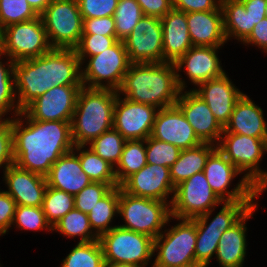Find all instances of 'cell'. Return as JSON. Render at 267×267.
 Wrapping results in <instances>:
<instances>
[{
  "mask_svg": "<svg viewBox=\"0 0 267 267\" xmlns=\"http://www.w3.org/2000/svg\"><path fill=\"white\" fill-rule=\"evenodd\" d=\"M103 267H137L129 263L105 262Z\"/></svg>",
  "mask_w": 267,
  "mask_h": 267,
  "instance_id": "11a10c76",
  "label": "cell"
},
{
  "mask_svg": "<svg viewBox=\"0 0 267 267\" xmlns=\"http://www.w3.org/2000/svg\"><path fill=\"white\" fill-rule=\"evenodd\" d=\"M81 63L75 49L52 48L40 57L14 64L15 93L19 109L54 86L82 85Z\"/></svg>",
  "mask_w": 267,
  "mask_h": 267,
  "instance_id": "7a4b0ae2",
  "label": "cell"
},
{
  "mask_svg": "<svg viewBox=\"0 0 267 267\" xmlns=\"http://www.w3.org/2000/svg\"><path fill=\"white\" fill-rule=\"evenodd\" d=\"M221 47L192 46L176 62L177 82L181 91L187 87L185 79L179 72L183 69L188 80L196 87L210 79H215L225 73L218 58ZM185 67V68H184Z\"/></svg>",
  "mask_w": 267,
  "mask_h": 267,
  "instance_id": "ac0fdd59",
  "label": "cell"
},
{
  "mask_svg": "<svg viewBox=\"0 0 267 267\" xmlns=\"http://www.w3.org/2000/svg\"><path fill=\"white\" fill-rule=\"evenodd\" d=\"M123 43L131 63L164 62L160 18L143 15Z\"/></svg>",
  "mask_w": 267,
  "mask_h": 267,
  "instance_id": "9a60e30c",
  "label": "cell"
},
{
  "mask_svg": "<svg viewBox=\"0 0 267 267\" xmlns=\"http://www.w3.org/2000/svg\"><path fill=\"white\" fill-rule=\"evenodd\" d=\"M146 164L145 140H126L120 161L115 167L118 185Z\"/></svg>",
  "mask_w": 267,
  "mask_h": 267,
  "instance_id": "d6a6232c",
  "label": "cell"
},
{
  "mask_svg": "<svg viewBox=\"0 0 267 267\" xmlns=\"http://www.w3.org/2000/svg\"><path fill=\"white\" fill-rule=\"evenodd\" d=\"M217 148L212 143H202L191 149H183L170 167V177L176 187L192 175L204 170L209 155Z\"/></svg>",
  "mask_w": 267,
  "mask_h": 267,
  "instance_id": "f1b7e54d",
  "label": "cell"
},
{
  "mask_svg": "<svg viewBox=\"0 0 267 267\" xmlns=\"http://www.w3.org/2000/svg\"><path fill=\"white\" fill-rule=\"evenodd\" d=\"M151 136L173 144L181 150L191 149L203 143L177 105L159 109Z\"/></svg>",
  "mask_w": 267,
  "mask_h": 267,
  "instance_id": "ffe728a7",
  "label": "cell"
},
{
  "mask_svg": "<svg viewBox=\"0 0 267 267\" xmlns=\"http://www.w3.org/2000/svg\"><path fill=\"white\" fill-rule=\"evenodd\" d=\"M12 225L21 230L39 231L45 229L48 232L52 231V227L47 222L42 207L17 205Z\"/></svg>",
  "mask_w": 267,
  "mask_h": 267,
  "instance_id": "b9f144b4",
  "label": "cell"
},
{
  "mask_svg": "<svg viewBox=\"0 0 267 267\" xmlns=\"http://www.w3.org/2000/svg\"><path fill=\"white\" fill-rule=\"evenodd\" d=\"M112 187L107 183L92 182L74 195V207L88 214L96 203L105 196Z\"/></svg>",
  "mask_w": 267,
  "mask_h": 267,
  "instance_id": "ee69618b",
  "label": "cell"
},
{
  "mask_svg": "<svg viewBox=\"0 0 267 267\" xmlns=\"http://www.w3.org/2000/svg\"><path fill=\"white\" fill-rule=\"evenodd\" d=\"M117 92L105 88H81L71 120L74 146H88L94 139L113 128Z\"/></svg>",
  "mask_w": 267,
  "mask_h": 267,
  "instance_id": "277c9868",
  "label": "cell"
},
{
  "mask_svg": "<svg viewBox=\"0 0 267 267\" xmlns=\"http://www.w3.org/2000/svg\"><path fill=\"white\" fill-rule=\"evenodd\" d=\"M176 105L203 143L215 145L219 143L223 127L216 120L206 102L192 88L180 92Z\"/></svg>",
  "mask_w": 267,
  "mask_h": 267,
  "instance_id": "44dd1931",
  "label": "cell"
},
{
  "mask_svg": "<svg viewBox=\"0 0 267 267\" xmlns=\"http://www.w3.org/2000/svg\"><path fill=\"white\" fill-rule=\"evenodd\" d=\"M256 201L222 202V208L208 222L212 212L194 218L197 231L195 246L196 264L199 267H208L211 258L216 254L221 235L234 225Z\"/></svg>",
  "mask_w": 267,
  "mask_h": 267,
  "instance_id": "5b68a950",
  "label": "cell"
},
{
  "mask_svg": "<svg viewBox=\"0 0 267 267\" xmlns=\"http://www.w3.org/2000/svg\"><path fill=\"white\" fill-rule=\"evenodd\" d=\"M1 34H2V30L0 29V48H1Z\"/></svg>",
  "mask_w": 267,
  "mask_h": 267,
  "instance_id": "6f0895ef",
  "label": "cell"
},
{
  "mask_svg": "<svg viewBox=\"0 0 267 267\" xmlns=\"http://www.w3.org/2000/svg\"><path fill=\"white\" fill-rule=\"evenodd\" d=\"M39 15L27 0H0V29L8 25L32 20Z\"/></svg>",
  "mask_w": 267,
  "mask_h": 267,
  "instance_id": "ab89813d",
  "label": "cell"
},
{
  "mask_svg": "<svg viewBox=\"0 0 267 267\" xmlns=\"http://www.w3.org/2000/svg\"><path fill=\"white\" fill-rule=\"evenodd\" d=\"M145 149L147 164H157L168 168L178 159L181 152L179 147L152 136L145 140Z\"/></svg>",
  "mask_w": 267,
  "mask_h": 267,
  "instance_id": "60d3db41",
  "label": "cell"
},
{
  "mask_svg": "<svg viewBox=\"0 0 267 267\" xmlns=\"http://www.w3.org/2000/svg\"><path fill=\"white\" fill-rule=\"evenodd\" d=\"M245 7V10L249 12L251 18V26H255L260 20H263L265 16V8L267 0H240Z\"/></svg>",
  "mask_w": 267,
  "mask_h": 267,
  "instance_id": "f5cc1de1",
  "label": "cell"
},
{
  "mask_svg": "<svg viewBox=\"0 0 267 267\" xmlns=\"http://www.w3.org/2000/svg\"><path fill=\"white\" fill-rule=\"evenodd\" d=\"M3 54L0 52V58ZM0 59V120H11L14 117L4 118L5 115L13 110L14 116H18L21 110L18 107L15 82H14V64L6 56L7 62L3 63ZM5 64V65H4ZM3 117V118H2Z\"/></svg>",
  "mask_w": 267,
  "mask_h": 267,
  "instance_id": "e575fe53",
  "label": "cell"
},
{
  "mask_svg": "<svg viewBox=\"0 0 267 267\" xmlns=\"http://www.w3.org/2000/svg\"><path fill=\"white\" fill-rule=\"evenodd\" d=\"M120 187L134 196L150 198L172 204L175 186L170 177V168L157 164H146L129 176ZM171 195L170 201L167 200Z\"/></svg>",
  "mask_w": 267,
  "mask_h": 267,
  "instance_id": "d6986e66",
  "label": "cell"
},
{
  "mask_svg": "<svg viewBox=\"0 0 267 267\" xmlns=\"http://www.w3.org/2000/svg\"><path fill=\"white\" fill-rule=\"evenodd\" d=\"M217 148L259 192L267 185V171L260 168L267 139L222 133Z\"/></svg>",
  "mask_w": 267,
  "mask_h": 267,
  "instance_id": "ba28073f",
  "label": "cell"
},
{
  "mask_svg": "<svg viewBox=\"0 0 267 267\" xmlns=\"http://www.w3.org/2000/svg\"><path fill=\"white\" fill-rule=\"evenodd\" d=\"M52 231H57L67 238L80 236L79 243L96 241L99 237L93 232L88 214L77 209L70 210L53 227Z\"/></svg>",
  "mask_w": 267,
  "mask_h": 267,
  "instance_id": "836d02e7",
  "label": "cell"
},
{
  "mask_svg": "<svg viewBox=\"0 0 267 267\" xmlns=\"http://www.w3.org/2000/svg\"><path fill=\"white\" fill-rule=\"evenodd\" d=\"M6 192L16 205L42 207L47 188L46 177L12 164L3 171Z\"/></svg>",
  "mask_w": 267,
  "mask_h": 267,
  "instance_id": "603a6c76",
  "label": "cell"
},
{
  "mask_svg": "<svg viewBox=\"0 0 267 267\" xmlns=\"http://www.w3.org/2000/svg\"><path fill=\"white\" fill-rule=\"evenodd\" d=\"M120 186L113 187L103 196L88 213L93 232L100 237L115 226H110L114 216L119 211Z\"/></svg>",
  "mask_w": 267,
  "mask_h": 267,
  "instance_id": "1f68e13d",
  "label": "cell"
},
{
  "mask_svg": "<svg viewBox=\"0 0 267 267\" xmlns=\"http://www.w3.org/2000/svg\"><path fill=\"white\" fill-rule=\"evenodd\" d=\"M223 133H236L260 139H267V122L261 107L247 94L237 101Z\"/></svg>",
  "mask_w": 267,
  "mask_h": 267,
  "instance_id": "484cf974",
  "label": "cell"
},
{
  "mask_svg": "<svg viewBox=\"0 0 267 267\" xmlns=\"http://www.w3.org/2000/svg\"><path fill=\"white\" fill-rule=\"evenodd\" d=\"M244 45H253L261 48L267 54V18L260 20L254 27L250 35L243 41Z\"/></svg>",
  "mask_w": 267,
  "mask_h": 267,
  "instance_id": "816d5d0a",
  "label": "cell"
},
{
  "mask_svg": "<svg viewBox=\"0 0 267 267\" xmlns=\"http://www.w3.org/2000/svg\"><path fill=\"white\" fill-rule=\"evenodd\" d=\"M86 61L88 63L85 68L81 67L82 85L87 88L115 91L120 89L124 76L132 64L123 41H118L98 55L87 57Z\"/></svg>",
  "mask_w": 267,
  "mask_h": 267,
  "instance_id": "8fae6325",
  "label": "cell"
},
{
  "mask_svg": "<svg viewBox=\"0 0 267 267\" xmlns=\"http://www.w3.org/2000/svg\"><path fill=\"white\" fill-rule=\"evenodd\" d=\"M62 261L61 267H103L105 263L99 240L78 242Z\"/></svg>",
  "mask_w": 267,
  "mask_h": 267,
  "instance_id": "d590c367",
  "label": "cell"
},
{
  "mask_svg": "<svg viewBox=\"0 0 267 267\" xmlns=\"http://www.w3.org/2000/svg\"><path fill=\"white\" fill-rule=\"evenodd\" d=\"M11 128L14 164L32 173L46 177L52 165L74 149L71 121H38L21 111L11 119Z\"/></svg>",
  "mask_w": 267,
  "mask_h": 267,
  "instance_id": "6da1fadb",
  "label": "cell"
},
{
  "mask_svg": "<svg viewBox=\"0 0 267 267\" xmlns=\"http://www.w3.org/2000/svg\"><path fill=\"white\" fill-rule=\"evenodd\" d=\"M193 46L222 47L227 42L221 5L214 11L186 13Z\"/></svg>",
  "mask_w": 267,
  "mask_h": 267,
  "instance_id": "cb8c5ba5",
  "label": "cell"
},
{
  "mask_svg": "<svg viewBox=\"0 0 267 267\" xmlns=\"http://www.w3.org/2000/svg\"><path fill=\"white\" fill-rule=\"evenodd\" d=\"M226 40L243 42L252 32L251 18L240 0H221Z\"/></svg>",
  "mask_w": 267,
  "mask_h": 267,
  "instance_id": "f546056e",
  "label": "cell"
},
{
  "mask_svg": "<svg viewBox=\"0 0 267 267\" xmlns=\"http://www.w3.org/2000/svg\"><path fill=\"white\" fill-rule=\"evenodd\" d=\"M221 204L222 201L213 192L201 171L176 186L171 204V216L194 219Z\"/></svg>",
  "mask_w": 267,
  "mask_h": 267,
  "instance_id": "5bb4252c",
  "label": "cell"
},
{
  "mask_svg": "<svg viewBox=\"0 0 267 267\" xmlns=\"http://www.w3.org/2000/svg\"><path fill=\"white\" fill-rule=\"evenodd\" d=\"M14 164L11 120H0V168Z\"/></svg>",
  "mask_w": 267,
  "mask_h": 267,
  "instance_id": "bcb514c9",
  "label": "cell"
},
{
  "mask_svg": "<svg viewBox=\"0 0 267 267\" xmlns=\"http://www.w3.org/2000/svg\"><path fill=\"white\" fill-rule=\"evenodd\" d=\"M126 139L114 128L104 132L88 145L103 160L114 167L120 161Z\"/></svg>",
  "mask_w": 267,
  "mask_h": 267,
  "instance_id": "74e56055",
  "label": "cell"
},
{
  "mask_svg": "<svg viewBox=\"0 0 267 267\" xmlns=\"http://www.w3.org/2000/svg\"><path fill=\"white\" fill-rule=\"evenodd\" d=\"M173 9L190 13L214 11L221 5V0H171Z\"/></svg>",
  "mask_w": 267,
  "mask_h": 267,
  "instance_id": "681fc988",
  "label": "cell"
},
{
  "mask_svg": "<svg viewBox=\"0 0 267 267\" xmlns=\"http://www.w3.org/2000/svg\"><path fill=\"white\" fill-rule=\"evenodd\" d=\"M52 48L74 49L83 32L77 0H52L41 14Z\"/></svg>",
  "mask_w": 267,
  "mask_h": 267,
  "instance_id": "7c38bea8",
  "label": "cell"
},
{
  "mask_svg": "<svg viewBox=\"0 0 267 267\" xmlns=\"http://www.w3.org/2000/svg\"><path fill=\"white\" fill-rule=\"evenodd\" d=\"M16 202L5 191L0 189V236L7 234L15 214Z\"/></svg>",
  "mask_w": 267,
  "mask_h": 267,
  "instance_id": "c3c4849f",
  "label": "cell"
},
{
  "mask_svg": "<svg viewBox=\"0 0 267 267\" xmlns=\"http://www.w3.org/2000/svg\"><path fill=\"white\" fill-rule=\"evenodd\" d=\"M51 49L41 15L2 29L0 52L13 62L40 57Z\"/></svg>",
  "mask_w": 267,
  "mask_h": 267,
  "instance_id": "9c48e42d",
  "label": "cell"
},
{
  "mask_svg": "<svg viewBox=\"0 0 267 267\" xmlns=\"http://www.w3.org/2000/svg\"><path fill=\"white\" fill-rule=\"evenodd\" d=\"M265 16L267 18V4H266V8H265Z\"/></svg>",
  "mask_w": 267,
  "mask_h": 267,
  "instance_id": "680465c9",
  "label": "cell"
},
{
  "mask_svg": "<svg viewBox=\"0 0 267 267\" xmlns=\"http://www.w3.org/2000/svg\"><path fill=\"white\" fill-rule=\"evenodd\" d=\"M86 148V145H78L74 146L73 149L79 156L83 172L87 174L92 182L107 183L112 188L119 186L115 175V167L108 161L103 160L91 148Z\"/></svg>",
  "mask_w": 267,
  "mask_h": 267,
  "instance_id": "4dcf8cb0",
  "label": "cell"
},
{
  "mask_svg": "<svg viewBox=\"0 0 267 267\" xmlns=\"http://www.w3.org/2000/svg\"><path fill=\"white\" fill-rule=\"evenodd\" d=\"M119 40L116 36H104L99 34H82L79 44L74 48L81 66L86 63V58L95 56L105 49L115 45Z\"/></svg>",
  "mask_w": 267,
  "mask_h": 267,
  "instance_id": "7bdbcfd3",
  "label": "cell"
},
{
  "mask_svg": "<svg viewBox=\"0 0 267 267\" xmlns=\"http://www.w3.org/2000/svg\"><path fill=\"white\" fill-rule=\"evenodd\" d=\"M175 63H132L127 70L119 95L138 103L163 109L180 95Z\"/></svg>",
  "mask_w": 267,
  "mask_h": 267,
  "instance_id": "3957f363",
  "label": "cell"
},
{
  "mask_svg": "<svg viewBox=\"0 0 267 267\" xmlns=\"http://www.w3.org/2000/svg\"><path fill=\"white\" fill-rule=\"evenodd\" d=\"M254 204L234 225L227 229L220 237L215 258L221 267H243L246 256V221L257 210Z\"/></svg>",
  "mask_w": 267,
  "mask_h": 267,
  "instance_id": "d4e9b609",
  "label": "cell"
},
{
  "mask_svg": "<svg viewBox=\"0 0 267 267\" xmlns=\"http://www.w3.org/2000/svg\"><path fill=\"white\" fill-rule=\"evenodd\" d=\"M203 173L222 202L255 201L260 197V192L244 176L232 190H227L234 178L242 173L218 148L209 155Z\"/></svg>",
  "mask_w": 267,
  "mask_h": 267,
  "instance_id": "4fadbf2b",
  "label": "cell"
},
{
  "mask_svg": "<svg viewBox=\"0 0 267 267\" xmlns=\"http://www.w3.org/2000/svg\"><path fill=\"white\" fill-rule=\"evenodd\" d=\"M267 190V185L260 191V195L263 191H266Z\"/></svg>",
  "mask_w": 267,
  "mask_h": 267,
  "instance_id": "9f6ffc18",
  "label": "cell"
},
{
  "mask_svg": "<svg viewBox=\"0 0 267 267\" xmlns=\"http://www.w3.org/2000/svg\"><path fill=\"white\" fill-rule=\"evenodd\" d=\"M104 261L145 267L154 256V239L116 225L99 237Z\"/></svg>",
  "mask_w": 267,
  "mask_h": 267,
  "instance_id": "30bf717a",
  "label": "cell"
},
{
  "mask_svg": "<svg viewBox=\"0 0 267 267\" xmlns=\"http://www.w3.org/2000/svg\"><path fill=\"white\" fill-rule=\"evenodd\" d=\"M27 2L38 15H41L52 0H27Z\"/></svg>",
  "mask_w": 267,
  "mask_h": 267,
  "instance_id": "db71d44e",
  "label": "cell"
},
{
  "mask_svg": "<svg viewBox=\"0 0 267 267\" xmlns=\"http://www.w3.org/2000/svg\"><path fill=\"white\" fill-rule=\"evenodd\" d=\"M83 85L54 86L38 96L22 111L33 120L71 121Z\"/></svg>",
  "mask_w": 267,
  "mask_h": 267,
  "instance_id": "2e32d148",
  "label": "cell"
},
{
  "mask_svg": "<svg viewBox=\"0 0 267 267\" xmlns=\"http://www.w3.org/2000/svg\"><path fill=\"white\" fill-rule=\"evenodd\" d=\"M140 5L143 15L162 18L173 7L171 0H136Z\"/></svg>",
  "mask_w": 267,
  "mask_h": 267,
  "instance_id": "f907efd6",
  "label": "cell"
},
{
  "mask_svg": "<svg viewBox=\"0 0 267 267\" xmlns=\"http://www.w3.org/2000/svg\"><path fill=\"white\" fill-rule=\"evenodd\" d=\"M192 90L206 102L223 128L229 122L237 101L244 94L235 87L226 72L218 78L201 83Z\"/></svg>",
  "mask_w": 267,
  "mask_h": 267,
  "instance_id": "7402d4cb",
  "label": "cell"
},
{
  "mask_svg": "<svg viewBox=\"0 0 267 267\" xmlns=\"http://www.w3.org/2000/svg\"><path fill=\"white\" fill-rule=\"evenodd\" d=\"M158 111L153 105L131 101L117 92L113 128L126 140H146L152 134Z\"/></svg>",
  "mask_w": 267,
  "mask_h": 267,
  "instance_id": "e0dca14e",
  "label": "cell"
},
{
  "mask_svg": "<svg viewBox=\"0 0 267 267\" xmlns=\"http://www.w3.org/2000/svg\"><path fill=\"white\" fill-rule=\"evenodd\" d=\"M83 18L113 16L118 0H77Z\"/></svg>",
  "mask_w": 267,
  "mask_h": 267,
  "instance_id": "f6af8a7d",
  "label": "cell"
},
{
  "mask_svg": "<svg viewBox=\"0 0 267 267\" xmlns=\"http://www.w3.org/2000/svg\"><path fill=\"white\" fill-rule=\"evenodd\" d=\"M82 34L116 36L114 17L106 16L101 18H83Z\"/></svg>",
  "mask_w": 267,
  "mask_h": 267,
  "instance_id": "7dc6e473",
  "label": "cell"
},
{
  "mask_svg": "<svg viewBox=\"0 0 267 267\" xmlns=\"http://www.w3.org/2000/svg\"><path fill=\"white\" fill-rule=\"evenodd\" d=\"M47 186L75 195L92 183L83 172L79 156L72 150L62 155L46 176Z\"/></svg>",
  "mask_w": 267,
  "mask_h": 267,
  "instance_id": "4316f807",
  "label": "cell"
},
{
  "mask_svg": "<svg viewBox=\"0 0 267 267\" xmlns=\"http://www.w3.org/2000/svg\"><path fill=\"white\" fill-rule=\"evenodd\" d=\"M113 17L116 37L119 41H123L143 17V12L136 0H118Z\"/></svg>",
  "mask_w": 267,
  "mask_h": 267,
  "instance_id": "f35d334b",
  "label": "cell"
},
{
  "mask_svg": "<svg viewBox=\"0 0 267 267\" xmlns=\"http://www.w3.org/2000/svg\"><path fill=\"white\" fill-rule=\"evenodd\" d=\"M164 62L175 63L193 44L190 39L186 13L171 9L161 18Z\"/></svg>",
  "mask_w": 267,
  "mask_h": 267,
  "instance_id": "83f0119b",
  "label": "cell"
},
{
  "mask_svg": "<svg viewBox=\"0 0 267 267\" xmlns=\"http://www.w3.org/2000/svg\"><path fill=\"white\" fill-rule=\"evenodd\" d=\"M179 223L165 229L154 239V256L151 267H199L196 264L197 239L194 219L175 218Z\"/></svg>",
  "mask_w": 267,
  "mask_h": 267,
  "instance_id": "8992f818",
  "label": "cell"
},
{
  "mask_svg": "<svg viewBox=\"0 0 267 267\" xmlns=\"http://www.w3.org/2000/svg\"><path fill=\"white\" fill-rule=\"evenodd\" d=\"M74 208V195L47 186L42 209L51 227Z\"/></svg>",
  "mask_w": 267,
  "mask_h": 267,
  "instance_id": "8d00e7d4",
  "label": "cell"
},
{
  "mask_svg": "<svg viewBox=\"0 0 267 267\" xmlns=\"http://www.w3.org/2000/svg\"><path fill=\"white\" fill-rule=\"evenodd\" d=\"M118 214L125 221L120 227L153 239L174 219L171 216L170 202L134 196L126 193L121 187Z\"/></svg>",
  "mask_w": 267,
  "mask_h": 267,
  "instance_id": "52a82bcc",
  "label": "cell"
}]
</instances>
